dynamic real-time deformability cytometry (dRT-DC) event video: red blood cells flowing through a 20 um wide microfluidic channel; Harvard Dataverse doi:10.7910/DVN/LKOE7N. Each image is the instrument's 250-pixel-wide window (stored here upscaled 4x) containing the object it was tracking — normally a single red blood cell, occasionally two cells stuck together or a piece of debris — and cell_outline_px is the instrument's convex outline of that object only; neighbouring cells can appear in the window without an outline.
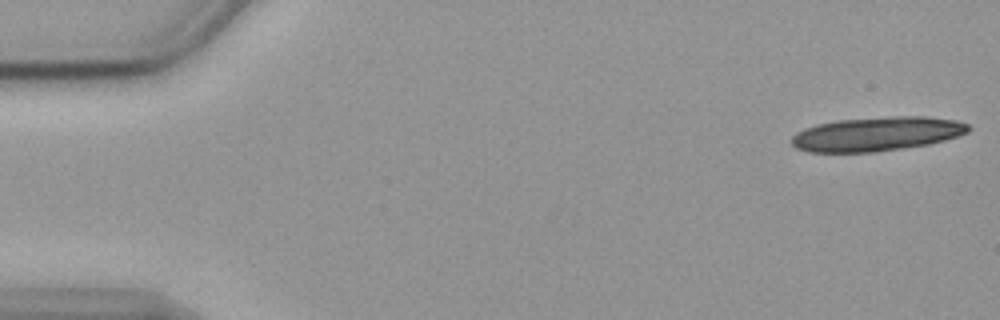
{"species": "common noctule bat (a hibernating species)", "species_latin": "Nyctalus noctula", "temperature_condition": "cold", "stored_images_in_passage": 18, "camera_frame_rate_fps": 3000, "um_per_image_px": 0.085, "animal": {"sex": "female", "body_mass_g": 19.9}, "frame": {"image": 1, "passage_image": 1, "time_ms": 0.0, "image_size_px": [1000, 320], "cell_outline_px": [[972, 128], [968, 132], [944, 140], [928, 144], [876, 152], [808, 152], [796, 148], [792, 144], [792, 136], [796, 132], [804, 128], [816, 124], [836, 120], [892, 116], [928, 116], [956, 120], [968, 124]], "centroid_in_image_um": [74.52, 11.38], "position_along_channel_um": 10.5, "area_um2": 35.32}}